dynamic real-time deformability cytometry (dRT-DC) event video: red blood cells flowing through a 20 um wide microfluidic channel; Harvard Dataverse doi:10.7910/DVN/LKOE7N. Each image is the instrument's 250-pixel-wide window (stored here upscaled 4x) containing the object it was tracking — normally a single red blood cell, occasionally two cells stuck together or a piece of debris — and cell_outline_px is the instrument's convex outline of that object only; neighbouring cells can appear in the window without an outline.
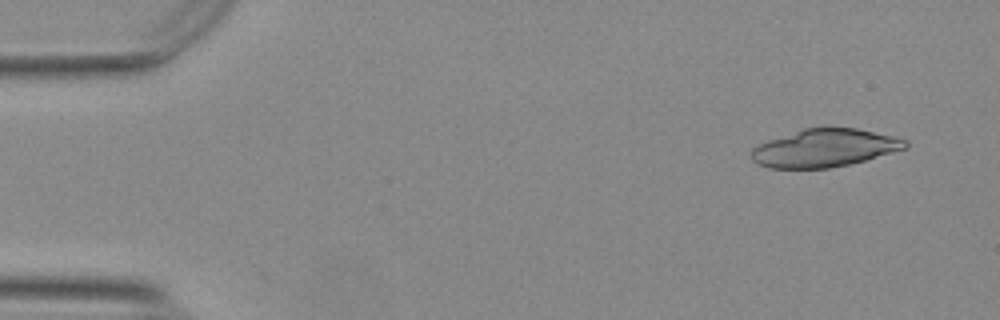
{"species": "Egyptian fruit bat (a non-hibernating species)", "species_latin": "Rousettus aegyptiacus", "temperature_condition": "warm", "stored_images_in_passage": 45, "camera_frame_rate_fps": 3000, "um_per_image_px": 0.085, "animal": {"sex": "female"}, "frame": {"image": 1, "passage_image": 4, "time_ms": 1.0, "image_size_px": [1000, 320], "cell_outline_px": [[908, 148], [864, 160], [848, 164], [828, 168], [768, 168], [756, 164], [748, 156], [752, 148], [760, 144], [804, 128], [856, 128], [892, 136], [908, 140]], "centroid_in_image_um": [70.07, 12.59], "position_along_channel_um": 14.9, "area_um2": 33.7}}